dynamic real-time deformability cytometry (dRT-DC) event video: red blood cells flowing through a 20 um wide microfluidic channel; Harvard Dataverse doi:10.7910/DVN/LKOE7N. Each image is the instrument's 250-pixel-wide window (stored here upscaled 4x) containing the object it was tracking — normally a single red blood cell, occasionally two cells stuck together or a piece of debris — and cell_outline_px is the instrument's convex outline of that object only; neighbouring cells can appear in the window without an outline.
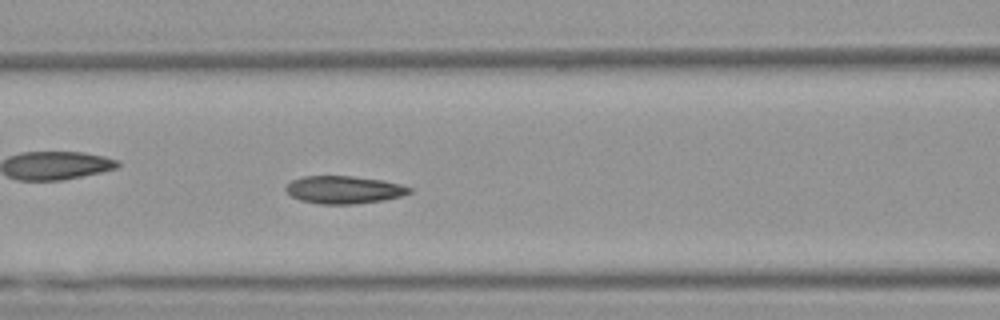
{"species": "Egyptian fruit bat (a non-hibernating species)", "species_latin": "Rousettus aegyptiacus", "temperature_condition": "warm", "stored_images_in_passage": 53, "camera_frame_rate_fps": 3000, "um_per_image_px": 0.085, "animal": {"sex": "female"}, "frame": {"image": 1, "passage_image": 22, "time_ms": 7.0, "image_size_px": [1000, 320], "cell_outline_px": [[412, 192], [400, 196], [384, 200], [352, 204], [320, 204], [300, 200], [292, 196], [284, 188], [292, 180], [304, 176], [352, 176], [384, 180], [400, 184], [412, 188]], "centroid_in_image_um": [29.25, 16.12], "position_along_channel_um": 137.4, "area_um2": 19.88}}
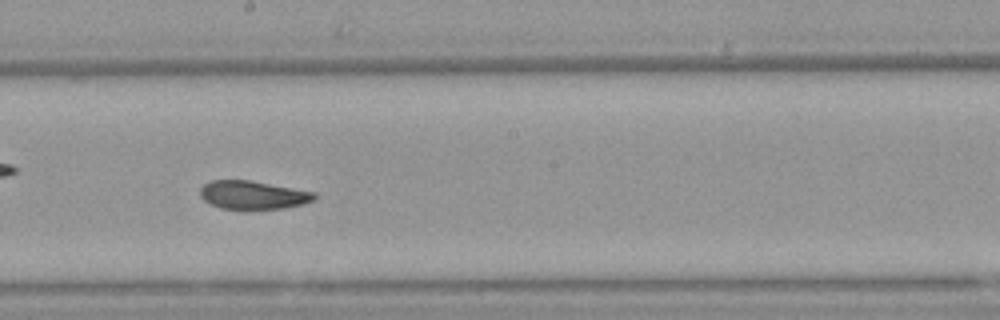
{"frame": {"image": 2, "passage_image": 29, "time_ms": 9.333, "image_size_px": [1000, 320], "cell_outline_px": [[316, 200], [284, 208], [220, 208], [208, 204], [200, 196], [200, 188], [204, 184], [212, 180], [248, 180], [316, 192]], "centroid_in_image_um": [21.48, 16.56], "position_along_channel_um": 226.7, "area_um2": 18.67}}
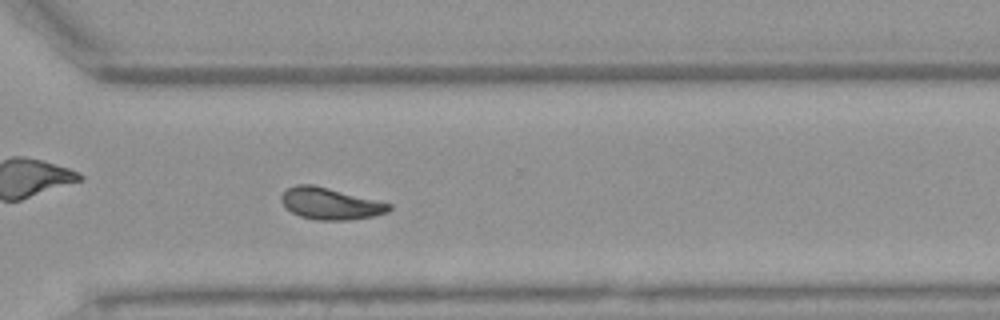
{"frame": {"image": 3, "passage_image": 38, "time_ms": 12.333, "image_size_px": [1000, 320], "cell_outline_px": [[392, 208], [388, 212], [372, 216], [348, 220], [316, 220], [300, 216], [292, 212], [280, 200], [280, 196], [288, 188], [296, 184], [312, 184], [392, 204]], "centroid_in_image_um": [28.07, 17.31], "position_along_channel_um": 342.5, "area_um2": 19.65}, "authors_computed_cell_mechanics": {"area_um2": 19.8254, "velocity_mm_per_s": 3.8599, "shape_relaxation_time_tau1_ms": 6.5287, "shape_relaxation_time_tau2_ms": 1.7649, "deformation_change_tau1": 0.1372, "deformation_change_tau2": 0.0582}}